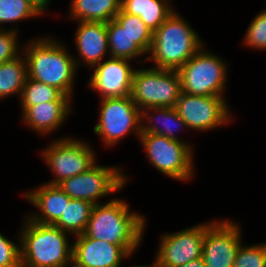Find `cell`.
I'll list each match as a JSON object with an SVG mask.
<instances>
[{
    "label": "cell",
    "instance_id": "277c9868",
    "mask_svg": "<svg viewBox=\"0 0 266 267\" xmlns=\"http://www.w3.org/2000/svg\"><path fill=\"white\" fill-rule=\"evenodd\" d=\"M176 10L153 32L148 56L154 68L178 70L205 44Z\"/></svg>",
    "mask_w": 266,
    "mask_h": 267
},
{
    "label": "cell",
    "instance_id": "ffe728a7",
    "mask_svg": "<svg viewBox=\"0 0 266 267\" xmlns=\"http://www.w3.org/2000/svg\"><path fill=\"white\" fill-rule=\"evenodd\" d=\"M170 2V0H121V9L128 14L139 16L154 32L175 11Z\"/></svg>",
    "mask_w": 266,
    "mask_h": 267
},
{
    "label": "cell",
    "instance_id": "836d02e7",
    "mask_svg": "<svg viewBox=\"0 0 266 267\" xmlns=\"http://www.w3.org/2000/svg\"><path fill=\"white\" fill-rule=\"evenodd\" d=\"M128 267H160L159 264L154 260L152 265H133Z\"/></svg>",
    "mask_w": 266,
    "mask_h": 267
},
{
    "label": "cell",
    "instance_id": "9a60e30c",
    "mask_svg": "<svg viewBox=\"0 0 266 267\" xmlns=\"http://www.w3.org/2000/svg\"><path fill=\"white\" fill-rule=\"evenodd\" d=\"M72 267H121L131 255L121 246L84 234L73 236Z\"/></svg>",
    "mask_w": 266,
    "mask_h": 267
},
{
    "label": "cell",
    "instance_id": "52a82bcc",
    "mask_svg": "<svg viewBox=\"0 0 266 267\" xmlns=\"http://www.w3.org/2000/svg\"><path fill=\"white\" fill-rule=\"evenodd\" d=\"M91 144L77 137L64 136L49 142L40 151L43 163L55 176L46 183L58 185L63 180L87 172L97 164Z\"/></svg>",
    "mask_w": 266,
    "mask_h": 267
},
{
    "label": "cell",
    "instance_id": "603a6c76",
    "mask_svg": "<svg viewBox=\"0 0 266 267\" xmlns=\"http://www.w3.org/2000/svg\"><path fill=\"white\" fill-rule=\"evenodd\" d=\"M94 204L81 199H72L65 202L64 214L54 224L64 232L77 236L83 234L91 217Z\"/></svg>",
    "mask_w": 266,
    "mask_h": 267
},
{
    "label": "cell",
    "instance_id": "5b68a950",
    "mask_svg": "<svg viewBox=\"0 0 266 267\" xmlns=\"http://www.w3.org/2000/svg\"><path fill=\"white\" fill-rule=\"evenodd\" d=\"M139 141L150 163L158 172L176 181L194 178L193 144L157 134H140Z\"/></svg>",
    "mask_w": 266,
    "mask_h": 267
},
{
    "label": "cell",
    "instance_id": "d4e9b609",
    "mask_svg": "<svg viewBox=\"0 0 266 267\" xmlns=\"http://www.w3.org/2000/svg\"><path fill=\"white\" fill-rule=\"evenodd\" d=\"M21 114L30 106L49 101H73L69 96L63 95L58 89L27 77L20 95Z\"/></svg>",
    "mask_w": 266,
    "mask_h": 267
},
{
    "label": "cell",
    "instance_id": "2e32d148",
    "mask_svg": "<svg viewBox=\"0 0 266 267\" xmlns=\"http://www.w3.org/2000/svg\"><path fill=\"white\" fill-rule=\"evenodd\" d=\"M74 42L78 58L73 55L77 68L83 62L89 69L110 57L108 48L107 23L94 21L77 22Z\"/></svg>",
    "mask_w": 266,
    "mask_h": 267
},
{
    "label": "cell",
    "instance_id": "4316f807",
    "mask_svg": "<svg viewBox=\"0 0 266 267\" xmlns=\"http://www.w3.org/2000/svg\"><path fill=\"white\" fill-rule=\"evenodd\" d=\"M40 16L42 13L28 0H0V29H5L6 23L15 24Z\"/></svg>",
    "mask_w": 266,
    "mask_h": 267
},
{
    "label": "cell",
    "instance_id": "83f0119b",
    "mask_svg": "<svg viewBox=\"0 0 266 267\" xmlns=\"http://www.w3.org/2000/svg\"><path fill=\"white\" fill-rule=\"evenodd\" d=\"M233 267H266V242L249 246L241 243Z\"/></svg>",
    "mask_w": 266,
    "mask_h": 267
},
{
    "label": "cell",
    "instance_id": "7a4b0ae2",
    "mask_svg": "<svg viewBox=\"0 0 266 267\" xmlns=\"http://www.w3.org/2000/svg\"><path fill=\"white\" fill-rule=\"evenodd\" d=\"M52 37L37 36L23 44L28 77L52 86L73 99L78 68L64 42L60 43Z\"/></svg>",
    "mask_w": 266,
    "mask_h": 267
},
{
    "label": "cell",
    "instance_id": "484cf974",
    "mask_svg": "<svg viewBox=\"0 0 266 267\" xmlns=\"http://www.w3.org/2000/svg\"><path fill=\"white\" fill-rule=\"evenodd\" d=\"M114 19L125 28V31L133 41L148 54L152 45L153 32L145 25L140 17L128 14L121 9Z\"/></svg>",
    "mask_w": 266,
    "mask_h": 267
},
{
    "label": "cell",
    "instance_id": "44dd1931",
    "mask_svg": "<svg viewBox=\"0 0 266 267\" xmlns=\"http://www.w3.org/2000/svg\"><path fill=\"white\" fill-rule=\"evenodd\" d=\"M71 20L109 22L121 10V0H70Z\"/></svg>",
    "mask_w": 266,
    "mask_h": 267
},
{
    "label": "cell",
    "instance_id": "5bb4252c",
    "mask_svg": "<svg viewBox=\"0 0 266 267\" xmlns=\"http://www.w3.org/2000/svg\"><path fill=\"white\" fill-rule=\"evenodd\" d=\"M131 60L106 57L91 68V77L87 86L99 93L100 99L131 96L133 75L136 68Z\"/></svg>",
    "mask_w": 266,
    "mask_h": 267
},
{
    "label": "cell",
    "instance_id": "8992f818",
    "mask_svg": "<svg viewBox=\"0 0 266 267\" xmlns=\"http://www.w3.org/2000/svg\"><path fill=\"white\" fill-rule=\"evenodd\" d=\"M226 60L210 52L205 45L180 69L182 92L190 95H223L226 92L228 66Z\"/></svg>",
    "mask_w": 266,
    "mask_h": 267
},
{
    "label": "cell",
    "instance_id": "d6a6232c",
    "mask_svg": "<svg viewBox=\"0 0 266 267\" xmlns=\"http://www.w3.org/2000/svg\"><path fill=\"white\" fill-rule=\"evenodd\" d=\"M179 267H205L204 261L202 259V257L196 259V260H192L182 266Z\"/></svg>",
    "mask_w": 266,
    "mask_h": 267
},
{
    "label": "cell",
    "instance_id": "3957f363",
    "mask_svg": "<svg viewBox=\"0 0 266 267\" xmlns=\"http://www.w3.org/2000/svg\"><path fill=\"white\" fill-rule=\"evenodd\" d=\"M19 230L21 267H72L69 233L52 224L23 219Z\"/></svg>",
    "mask_w": 266,
    "mask_h": 267
},
{
    "label": "cell",
    "instance_id": "f546056e",
    "mask_svg": "<svg viewBox=\"0 0 266 267\" xmlns=\"http://www.w3.org/2000/svg\"><path fill=\"white\" fill-rule=\"evenodd\" d=\"M15 27L0 29V63L15 59L22 53L18 43V29ZM21 48V49H20Z\"/></svg>",
    "mask_w": 266,
    "mask_h": 267
},
{
    "label": "cell",
    "instance_id": "7402d4cb",
    "mask_svg": "<svg viewBox=\"0 0 266 267\" xmlns=\"http://www.w3.org/2000/svg\"><path fill=\"white\" fill-rule=\"evenodd\" d=\"M27 77V62L23 53L0 63V101L15 95L20 98Z\"/></svg>",
    "mask_w": 266,
    "mask_h": 267
},
{
    "label": "cell",
    "instance_id": "f1b7e54d",
    "mask_svg": "<svg viewBox=\"0 0 266 267\" xmlns=\"http://www.w3.org/2000/svg\"><path fill=\"white\" fill-rule=\"evenodd\" d=\"M243 45L249 49L266 50V9L259 12L245 31Z\"/></svg>",
    "mask_w": 266,
    "mask_h": 267
},
{
    "label": "cell",
    "instance_id": "ac0fdd59",
    "mask_svg": "<svg viewBox=\"0 0 266 267\" xmlns=\"http://www.w3.org/2000/svg\"><path fill=\"white\" fill-rule=\"evenodd\" d=\"M72 101H49L30 106L21 116L24 125L42 136L57 132L73 114Z\"/></svg>",
    "mask_w": 266,
    "mask_h": 267
},
{
    "label": "cell",
    "instance_id": "1f68e13d",
    "mask_svg": "<svg viewBox=\"0 0 266 267\" xmlns=\"http://www.w3.org/2000/svg\"><path fill=\"white\" fill-rule=\"evenodd\" d=\"M30 3H32L42 14H45V10L48 11V7L52 2L51 0H28Z\"/></svg>",
    "mask_w": 266,
    "mask_h": 267
},
{
    "label": "cell",
    "instance_id": "4dcf8cb0",
    "mask_svg": "<svg viewBox=\"0 0 266 267\" xmlns=\"http://www.w3.org/2000/svg\"><path fill=\"white\" fill-rule=\"evenodd\" d=\"M17 237L15 243L0 233V267H21L19 232Z\"/></svg>",
    "mask_w": 266,
    "mask_h": 267
},
{
    "label": "cell",
    "instance_id": "ba28073f",
    "mask_svg": "<svg viewBox=\"0 0 266 267\" xmlns=\"http://www.w3.org/2000/svg\"><path fill=\"white\" fill-rule=\"evenodd\" d=\"M181 92L177 70L154 67L135 70L131 98L141 111L151 107L175 108Z\"/></svg>",
    "mask_w": 266,
    "mask_h": 267
},
{
    "label": "cell",
    "instance_id": "cb8c5ba5",
    "mask_svg": "<svg viewBox=\"0 0 266 267\" xmlns=\"http://www.w3.org/2000/svg\"><path fill=\"white\" fill-rule=\"evenodd\" d=\"M108 48L110 57L127 60L139 59L146 53L133 41L115 19L107 22Z\"/></svg>",
    "mask_w": 266,
    "mask_h": 267
},
{
    "label": "cell",
    "instance_id": "6da1fadb",
    "mask_svg": "<svg viewBox=\"0 0 266 267\" xmlns=\"http://www.w3.org/2000/svg\"><path fill=\"white\" fill-rule=\"evenodd\" d=\"M130 204L120 198H110L95 204L83 234L123 247L131 256L143 240L146 217L130 211Z\"/></svg>",
    "mask_w": 266,
    "mask_h": 267
},
{
    "label": "cell",
    "instance_id": "e0dca14e",
    "mask_svg": "<svg viewBox=\"0 0 266 267\" xmlns=\"http://www.w3.org/2000/svg\"><path fill=\"white\" fill-rule=\"evenodd\" d=\"M30 204L36 207L37 213H30L26 216L34 222L54 225L64 214L65 202L71 198L58 186L49 183H42L32 191L22 194Z\"/></svg>",
    "mask_w": 266,
    "mask_h": 267
},
{
    "label": "cell",
    "instance_id": "7c38bea8",
    "mask_svg": "<svg viewBox=\"0 0 266 267\" xmlns=\"http://www.w3.org/2000/svg\"><path fill=\"white\" fill-rule=\"evenodd\" d=\"M212 222L197 223L178 232L162 234L154 260L160 267H179L200 258L205 230Z\"/></svg>",
    "mask_w": 266,
    "mask_h": 267
},
{
    "label": "cell",
    "instance_id": "d6986e66",
    "mask_svg": "<svg viewBox=\"0 0 266 267\" xmlns=\"http://www.w3.org/2000/svg\"><path fill=\"white\" fill-rule=\"evenodd\" d=\"M186 128L175 108L151 107L141 111V134H157L188 143L177 134Z\"/></svg>",
    "mask_w": 266,
    "mask_h": 267
},
{
    "label": "cell",
    "instance_id": "4fadbf2b",
    "mask_svg": "<svg viewBox=\"0 0 266 267\" xmlns=\"http://www.w3.org/2000/svg\"><path fill=\"white\" fill-rule=\"evenodd\" d=\"M242 235L239 223L228 219L213 220L203 239L201 257L205 267H233Z\"/></svg>",
    "mask_w": 266,
    "mask_h": 267
},
{
    "label": "cell",
    "instance_id": "8fae6325",
    "mask_svg": "<svg viewBox=\"0 0 266 267\" xmlns=\"http://www.w3.org/2000/svg\"><path fill=\"white\" fill-rule=\"evenodd\" d=\"M224 95L198 96L181 92L175 109L192 131H210L233 120Z\"/></svg>",
    "mask_w": 266,
    "mask_h": 267
},
{
    "label": "cell",
    "instance_id": "30bf717a",
    "mask_svg": "<svg viewBox=\"0 0 266 267\" xmlns=\"http://www.w3.org/2000/svg\"><path fill=\"white\" fill-rule=\"evenodd\" d=\"M119 166L94 165L87 172L69 177L58 186L72 199L103 203L100 199L122 190L128 177Z\"/></svg>",
    "mask_w": 266,
    "mask_h": 267
},
{
    "label": "cell",
    "instance_id": "9c48e42d",
    "mask_svg": "<svg viewBox=\"0 0 266 267\" xmlns=\"http://www.w3.org/2000/svg\"><path fill=\"white\" fill-rule=\"evenodd\" d=\"M99 101V121L94 126L93 133L101 137L103 146L113 147L132 133L139 140L141 110L131 96L103 98Z\"/></svg>",
    "mask_w": 266,
    "mask_h": 267
}]
</instances>
